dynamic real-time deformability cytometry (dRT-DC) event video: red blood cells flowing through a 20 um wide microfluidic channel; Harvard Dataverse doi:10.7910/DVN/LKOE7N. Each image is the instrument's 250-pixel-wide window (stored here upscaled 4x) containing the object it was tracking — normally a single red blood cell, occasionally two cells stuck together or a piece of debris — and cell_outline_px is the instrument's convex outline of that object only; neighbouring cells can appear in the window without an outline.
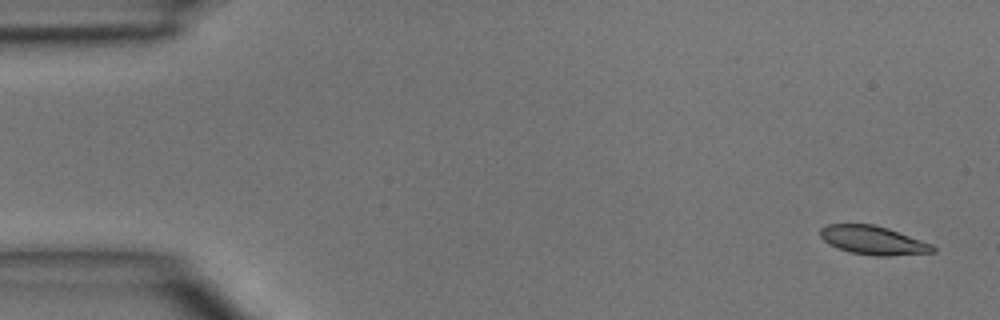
{"species": "common noctule bat (a hibernating species)", "species_latin": "Nyctalus noctula", "temperature_condition": "room temperature", "stored_images_in_passage": 5, "camera_frame_rate_fps": 3000, "um_per_image_px": 0.085, "animal": {"sex": "male", "body_mass_g": 15.6}, "frame": {"image": 1, "passage_image": 1, "time_ms": 0.0, "image_size_px": [1000, 320], "cell_outline_px": [[936, 252], [888, 256], [872, 256], [848, 252], [836, 248], [828, 244], [820, 236], [820, 228], [828, 224], [872, 224], [888, 228], [932, 244], [936, 248]], "centroid_in_image_um": [74.2, 20.43], "position_along_channel_um": 10.8, "area_um2": 18.96}}
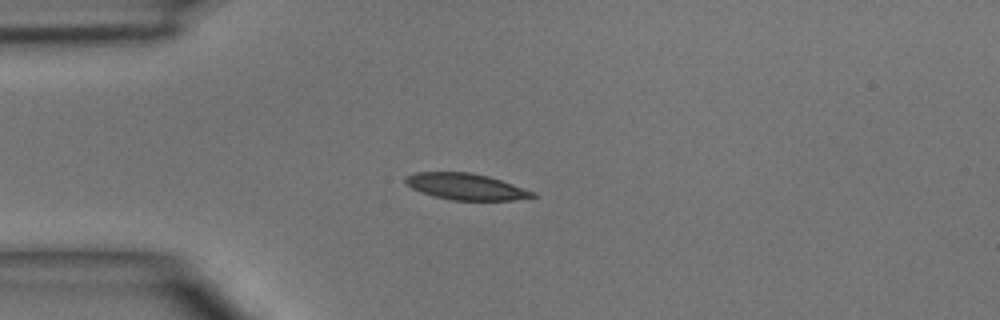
{"frame": {"image": 2, "passage_image": 3, "time_ms": 3.333, "image_size_px": [1000, 320], "cell_outline_px": [[540, 196], [512, 200], [452, 200], [432, 196], [420, 192], [412, 188], [404, 180], [404, 176], [416, 172], [472, 172], [488, 176], [536, 192]], "centroid_in_image_um": [39.6, 15.86], "position_along_channel_um": 45.4, "area_um2": 19.59}}